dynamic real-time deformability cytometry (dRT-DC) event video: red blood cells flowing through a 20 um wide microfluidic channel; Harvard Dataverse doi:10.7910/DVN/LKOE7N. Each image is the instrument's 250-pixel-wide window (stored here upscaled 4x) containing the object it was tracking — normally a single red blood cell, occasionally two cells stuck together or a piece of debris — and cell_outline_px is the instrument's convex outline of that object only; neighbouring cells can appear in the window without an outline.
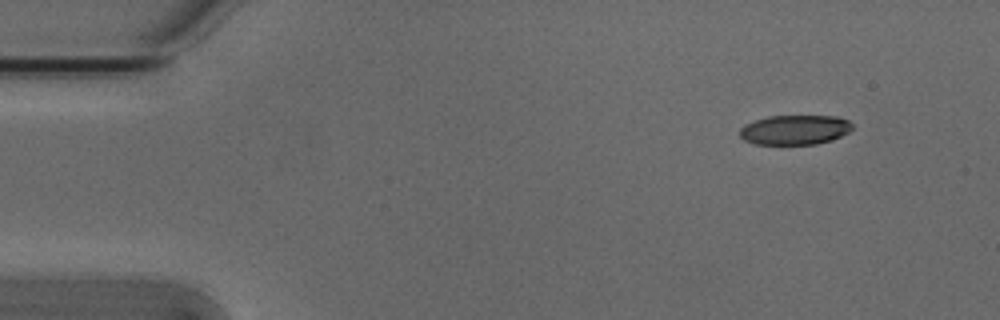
{"species": "Egyptian fruit bat (a non-hibernating species)", "species_latin": "Rousettus aegyptiacus", "temperature_condition": "cold", "stored_images_in_passage": 5, "segment_of_instrument_passage": [2, 2], "camera_frame_rate_fps": 3000, "um_per_image_px": 0.085, "animal": {"sex": "male"}, "frame": {"image": 1, "passage_image": 5, "time_ms": 1.333, "image_size_px": [1000, 320], "cell_outline_px": [[852, 128], [848, 132], [832, 140], [816, 144], [752, 144], [744, 140], [740, 136], [740, 128], [744, 124], [768, 116], [836, 116], [848, 120], [852, 124]], "centroid_in_image_um": [67.54, 11.03], "position_along_channel_um": 17.5, "area_um2": 19.48}}